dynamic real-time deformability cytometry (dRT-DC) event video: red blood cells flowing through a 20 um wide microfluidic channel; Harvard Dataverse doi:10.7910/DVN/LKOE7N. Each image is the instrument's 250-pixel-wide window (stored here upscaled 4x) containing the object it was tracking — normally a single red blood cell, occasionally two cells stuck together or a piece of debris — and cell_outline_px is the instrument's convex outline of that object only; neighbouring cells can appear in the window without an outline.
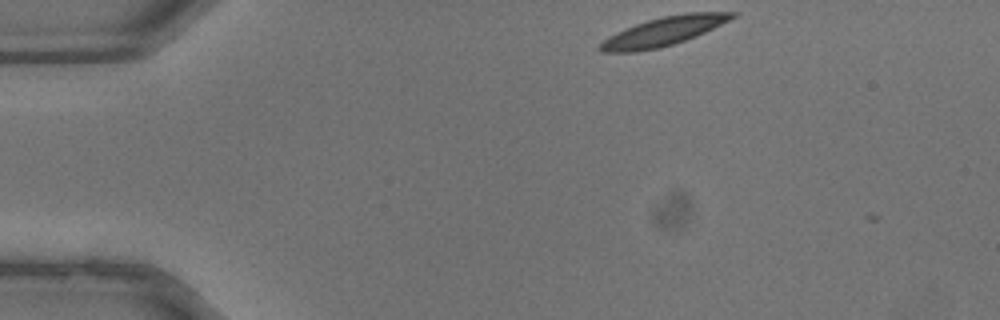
{"species": "common noctule bat (a hibernating species)", "species_latin": "Nyctalus noctula", "temperature_condition": "warm", "stored_images_in_passage": 4, "camera_frame_rate_fps": 3000, "um_per_image_px": 0.085, "animal": {"sex": "male", "body_mass_g": 13.3}, "frame": {"image": 1, "passage_image": 1, "time_ms": 0.0, "image_size_px": [1000, 320], "cell_outline_px": [[740, 12], [736, 16], [696, 36], [672, 44], [656, 48], [636, 52], [600, 52], [596, 48], [608, 36], [616, 32], [636, 24], [648, 20], [664, 16], [684, 12]], "centroid_in_image_um": [56.36, 2.66], "position_along_channel_um": 28.6, "area_um2": 21.85}}